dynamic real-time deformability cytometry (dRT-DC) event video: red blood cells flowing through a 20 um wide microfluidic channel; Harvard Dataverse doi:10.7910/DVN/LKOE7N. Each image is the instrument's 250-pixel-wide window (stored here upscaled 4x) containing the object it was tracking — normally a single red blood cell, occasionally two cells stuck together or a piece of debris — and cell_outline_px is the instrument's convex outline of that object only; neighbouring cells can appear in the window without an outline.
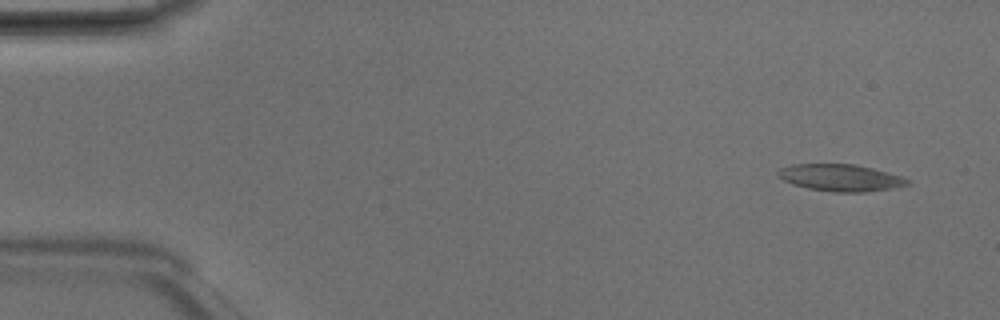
{"species": "Egyptian fruit bat (a non-hibernating species)", "species_latin": "Rousettus aegyptiacus", "temperature_condition": "room temperature", "stored_images_in_passage": 3, "camera_frame_rate_fps": 3000, "um_per_image_px": 0.085, "animal": {"sex": "male"}, "frame": {"image": 1, "passage_image": 1, "time_ms": 0.0, "image_size_px": [1000, 320], "cell_outline_px": [[912, 184], [892, 188], [864, 192], [832, 192], [808, 188], [792, 184], [776, 176], [776, 172], [780, 168], [792, 164], [852, 164], [872, 168], [900, 176], [912, 180]], "centroid_in_image_um": [71.43, 15.11], "position_along_channel_um": 13.6, "area_um2": 20.35}}
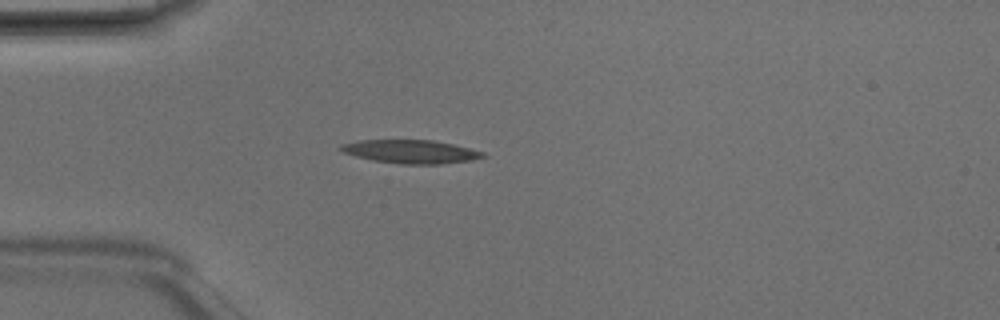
{"frame": {"image": 2, "passage_image": 3, "time_ms": 0.667, "image_size_px": [1000, 320], "cell_outline_px": [[484, 156], [472, 160], [440, 164], [400, 164], [372, 160], [356, 156], [344, 152], [336, 148], [340, 144], [360, 140], [432, 140], [452, 144], [484, 152]], "centroid_in_image_um": [34.86, 12.88], "position_along_channel_um": 50.1, "area_um2": 19.31}}